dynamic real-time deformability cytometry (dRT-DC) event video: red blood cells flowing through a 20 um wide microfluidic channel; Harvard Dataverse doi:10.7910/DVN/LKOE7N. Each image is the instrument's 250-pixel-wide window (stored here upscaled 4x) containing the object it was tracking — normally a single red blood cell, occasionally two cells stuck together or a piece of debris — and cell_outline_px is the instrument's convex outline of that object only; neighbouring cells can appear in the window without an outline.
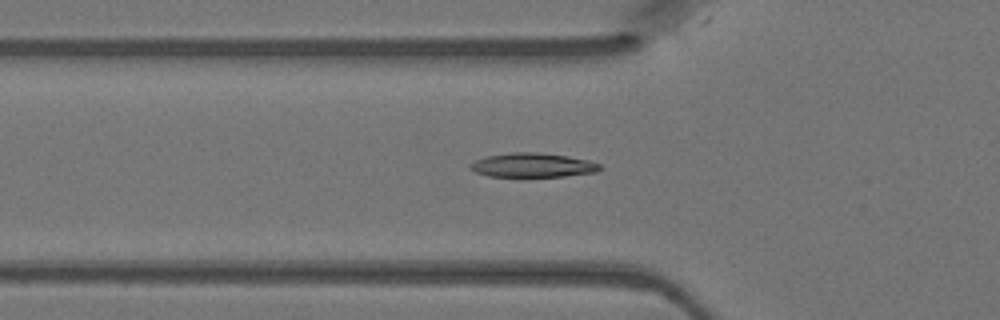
{"species": "Egyptian fruit bat (a non-hibernating species)", "species_latin": "Rousettus aegyptiacus", "temperature_condition": "warm", "stored_images_in_passage": 36, "camera_frame_rate_fps": 3000, "um_per_image_px": 0.085, "animal": {"sex": "female"}, "frame": {"image": 1, "passage_image": 5, "time_ms": 1.333, "image_size_px": [1000, 320], "cell_outline_px": [[604, 168], [596, 172], [564, 176], [488, 176], [476, 172], [468, 168], [468, 164], [484, 156], [508, 152], [536, 152], [568, 156], [588, 160], [600, 164]], "centroid_in_image_um": [45.26, 14.03], "position_along_channel_um": 80.5, "area_um2": 18.38}}
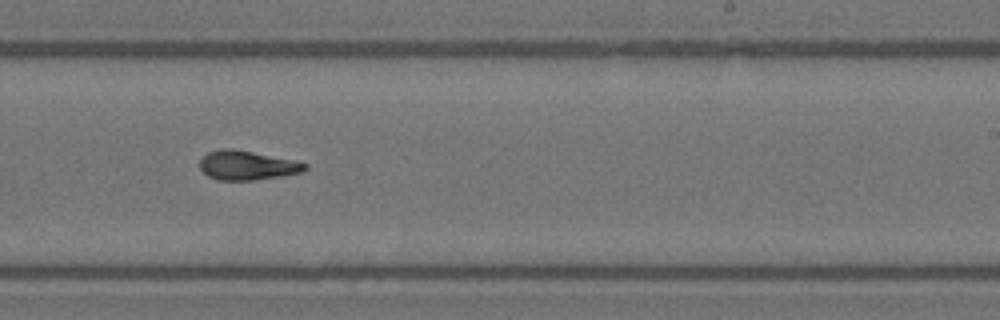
{"frame": {"image": 2, "passage_image": 18, "time_ms": 5.667, "image_size_px": [1000, 320], "cell_outline_px": [[308, 168], [304, 172], [280, 176], [252, 180], [216, 180], [208, 176], [200, 168], [200, 160], [208, 152], [224, 148], [232, 148], [292, 160], [308, 164]], "centroid_in_image_um": [21.0, 14.06], "position_along_channel_um": 268.0, "area_um2": 17.74}}
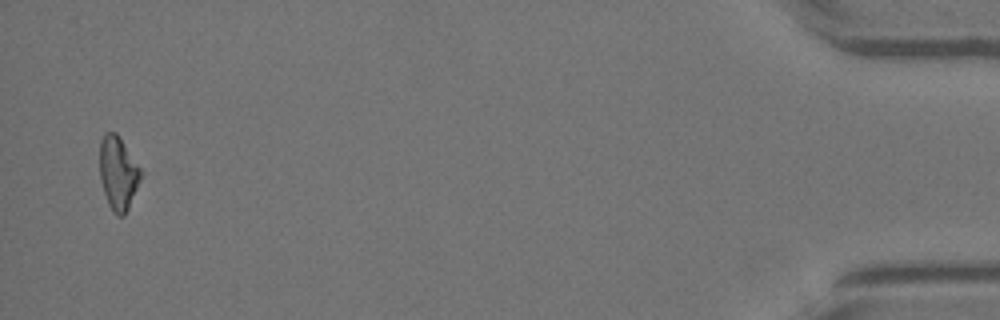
{"frame": {"image": 3, "passage_image": 35, "time_ms": 11.333, "image_size_px": [1000, 320], "cell_outline_px": [[140, 180], [128, 208], [124, 216], [116, 216], [112, 212], [108, 204], [100, 180], [100, 140], [104, 132], [116, 132], [140, 168]], "centroid_in_image_um": [10.01, 14.72], "position_along_channel_um": 425.2, "area_um2": 17.34}}